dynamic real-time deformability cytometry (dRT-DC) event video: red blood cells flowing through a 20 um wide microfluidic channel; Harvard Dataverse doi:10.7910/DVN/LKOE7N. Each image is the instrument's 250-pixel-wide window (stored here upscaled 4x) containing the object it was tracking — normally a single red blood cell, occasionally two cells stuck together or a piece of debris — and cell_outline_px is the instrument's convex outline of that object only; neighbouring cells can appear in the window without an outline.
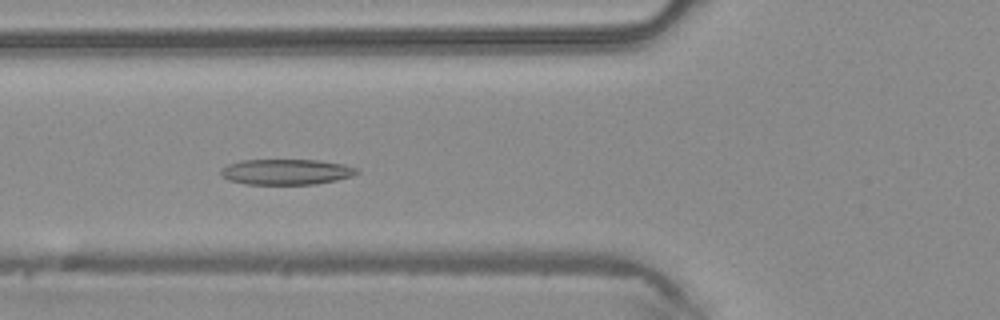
{"species": "common noctule bat (a hibernating species)", "species_latin": "Nyctalus noctula", "temperature_condition": "warm", "stored_images_in_passage": 39, "camera_frame_rate_fps": 3000, "um_per_image_px": 0.085, "animal": {"sex": "male", "body_mass_g": 20.4}, "frame": {"image": 1, "passage_image": 9, "time_ms": 2.667, "image_size_px": [1000, 320], "cell_outline_px": [[360, 172], [352, 176], [336, 180], [316, 184], [244, 184], [228, 180], [220, 176], [220, 168], [228, 164], [240, 160], [316, 160], [344, 164], [356, 168]], "centroid_in_image_um": [24.28, 14.61], "position_along_channel_um": 101.5, "area_um2": 20.4}}
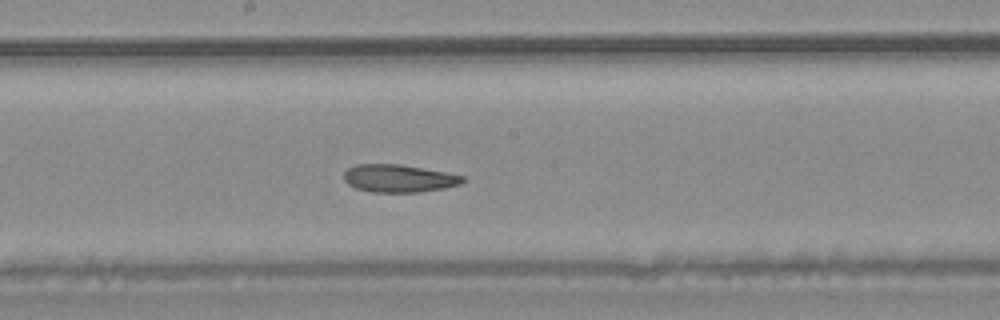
{"frame": {"image": 2, "passage_image": 17, "time_ms": 5.333, "image_size_px": [1000, 320], "cell_outline_px": [[468, 180], [460, 184], [444, 188], [420, 192], [372, 192], [356, 188], [348, 184], [344, 180], [344, 172], [348, 168], [356, 164], [400, 164], [444, 172], [464, 176]], "centroid_in_image_um": [33.9, 15.16], "position_along_channel_um": 214.3, "area_um2": 19.19}}
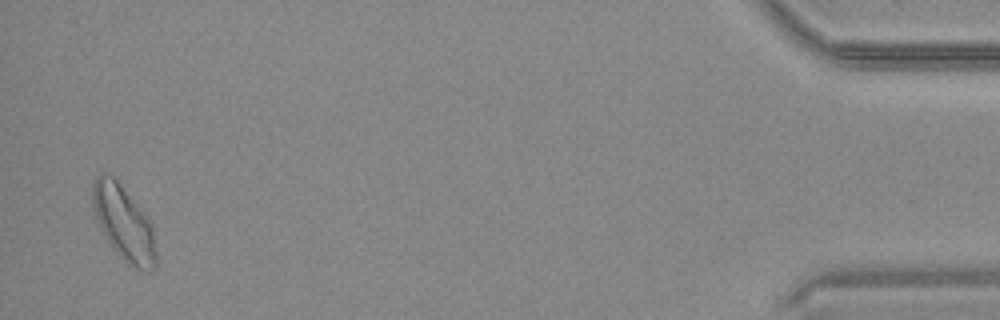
{"frame": {"image": 3, "passage_image": 38, "time_ms": 12.333, "image_size_px": [1000, 320], "cell_outline_px": [[156, 268], [152, 272], [148, 272], [136, 268], [128, 264], [116, 252], [100, 228], [92, 204], [92, 188], [96, 176], [100, 172], [104, 172], [112, 176], [116, 180], [148, 216], [152, 228], [156, 252]], "centroid_in_image_um": [10.53, 18.98], "position_along_channel_um": 424.7, "area_um2": 27.46}, "authors_computed_cell_mechanics": {"area_um2": 20.5768, "velocity_mm_per_s": 4.212, "shape_relaxation_time_tau1_ms": null, "shape_relaxation_time_tau2_ms": 4.6071, "deformation_change_tau1": null, "deformation_change_tau2": 0.1212}}